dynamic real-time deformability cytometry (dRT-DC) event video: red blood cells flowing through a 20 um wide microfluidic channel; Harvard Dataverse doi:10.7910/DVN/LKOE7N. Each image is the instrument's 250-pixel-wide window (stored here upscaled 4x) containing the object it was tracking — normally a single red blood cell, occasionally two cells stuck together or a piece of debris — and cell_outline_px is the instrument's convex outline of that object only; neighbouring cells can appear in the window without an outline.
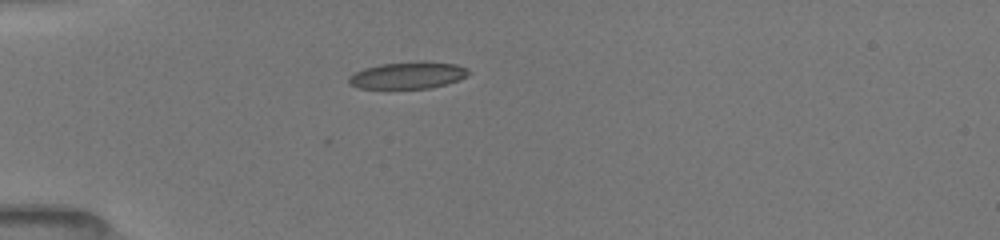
{"species": "common noctule bat (a hibernating species)", "species_latin": "Nyctalus noctula", "temperature_condition": "room temperature", "stored_images_in_passage": 9, "camera_frame_rate_fps": 3000, "um_per_image_px": 0.085, "animal": {"sex": "female", "body_mass_g": 19.5, "forearm_length_mm": 54.1}, "frame": {"image": 1, "passage_image": 1, "time_ms": 0.0, "image_size_px": [1000, 240], "cell_outline_px": [[472, 72], [468, 76], [460, 80], [448, 84], [428, 88], [360, 88], [348, 84], [348, 76], [364, 68], [380, 64], [424, 60], [456, 64], [468, 68]], "centroid_in_image_um": [34.73, 6.38], "position_along_channel_um": 50.3, "area_um2": 19.13}}
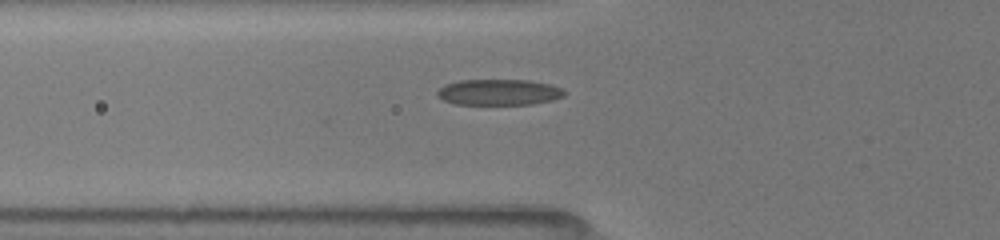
{"frame": {"image": 2, "passage_image": 6, "time_ms": 1.333, "image_size_px": [1000, 240], "cell_outline_px": [[564, 96], [552, 100], [532, 104], [456, 104], [444, 100], [436, 96], [436, 92], [444, 84], [460, 80], [528, 80], [552, 84], [564, 88]], "centroid_in_image_um": [42.41, 7.83], "position_along_channel_um": 83.4, "area_um2": 19.31}}